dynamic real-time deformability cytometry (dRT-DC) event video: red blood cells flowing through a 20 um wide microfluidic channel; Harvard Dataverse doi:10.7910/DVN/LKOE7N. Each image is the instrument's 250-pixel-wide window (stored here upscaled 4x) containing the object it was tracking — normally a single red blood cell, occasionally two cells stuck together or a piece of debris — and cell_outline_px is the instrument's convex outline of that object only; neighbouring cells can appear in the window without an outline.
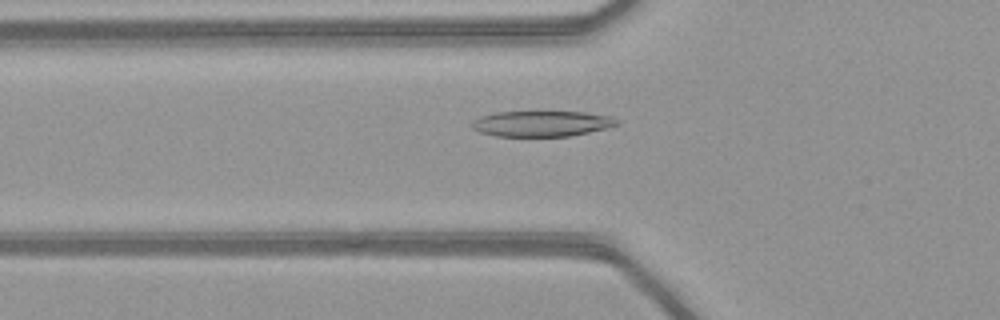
{"species": "common noctule bat (a hibernating species)", "species_latin": "Nyctalus noctula", "temperature_condition": "warm", "stored_images_in_passage": 45, "camera_frame_rate_fps": 3000, "um_per_image_px": 0.085, "animal": {"sex": "female", "body_mass_g": 21.9}, "frame": {"image": 1, "passage_image": 13, "time_ms": 4.0, "image_size_px": [1000, 320], "cell_outline_px": [[620, 124], [588, 132], [568, 136], [496, 136], [480, 132], [472, 128], [468, 124], [472, 120], [480, 116], [496, 112], [540, 108], [584, 112], [612, 116], [620, 120]], "centroid_in_image_um": [46.01, 10.44], "position_along_channel_um": 79.8, "area_um2": 23.0}}
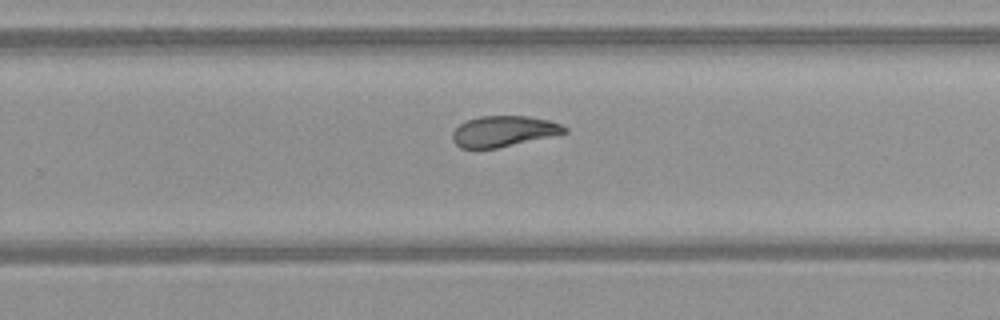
{"frame": {"image": 2, "passage_image": 28, "time_ms": 9.0, "image_size_px": [1000, 320], "cell_outline_px": [[568, 132], [560, 136], [496, 148], [460, 148], [452, 140], [452, 132], [460, 124], [468, 120], [480, 116], [528, 116], [548, 120], [560, 124], [568, 128]], "centroid_in_image_um": [42.88, 11.17], "position_along_channel_um": 286.9, "area_um2": 20.4}}
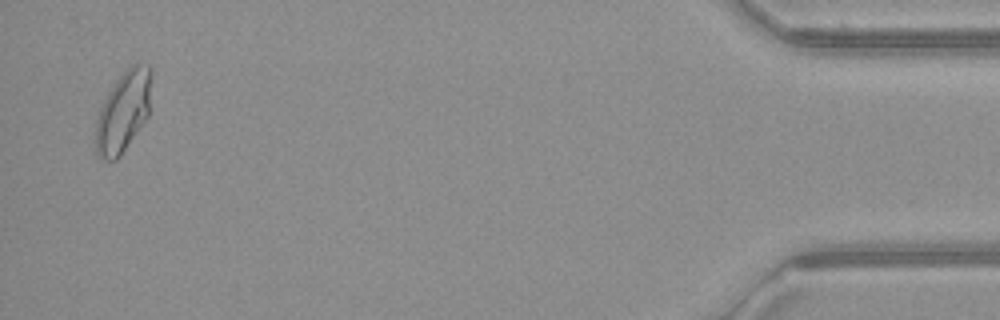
{"frame": {"image": 3, "passage_image": 44, "time_ms": 14.333, "image_size_px": [1000, 320], "cell_outline_px": [[152, 76], [148, 116], [120, 156], [116, 160], [100, 160], [96, 152], [96, 120], [100, 108], [108, 92], [116, 80], [136, 60], [148, 64], [152, 68]], "centroid_in_image_um": [10.5, 9.44], "position_along_channel_um": 424.7, "area_um2": 26.41}, "authors_computed_cell_mechanics": {"area_um2": 22.0796, "velocity_mm_per_s": 4.1189, "shape_relaxation_time_tau1_ms": 10.3974, "shape_relaxation_time_tau2_ms": 2.2444, "deformation_change_tau1": 0.2645, "deformation_change_tau2": 0.0849}}